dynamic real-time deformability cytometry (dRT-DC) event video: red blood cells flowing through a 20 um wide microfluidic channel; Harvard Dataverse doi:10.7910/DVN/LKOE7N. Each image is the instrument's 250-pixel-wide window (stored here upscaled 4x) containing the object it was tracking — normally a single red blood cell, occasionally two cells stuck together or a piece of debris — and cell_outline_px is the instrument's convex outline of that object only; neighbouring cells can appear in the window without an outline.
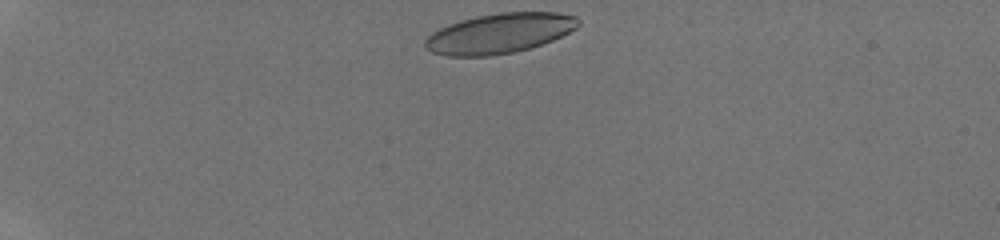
{"species": "human", "species_latin": "Homo sapiens", "temperature_condition": "room temperature", "stored_images_in_passage": 34, "camera_frame_rate_fps": 3000, "um_per_image_px": 0.085, "donor": {"sex": "male"}, "frame": {"image": 1, "passage_image": 1, "time_ms": 0.0, "image_size_px": [1000, 240], "cell_outline_px": [[580, 24], [576, 28], [552, 40], [528, 48], [512, 52], [488, 56], [448, 56], [432, 52], [424, 48], [424, 40], [432, 32], [448, 24], [460, 20], [476, 16], [500, 12], [556, 12], [576, 16], [580, 20]], "centroid_in_image_um": [42.42, 2.82], "position_along_channel_um": 42.6, "area_um2": 35.6}}
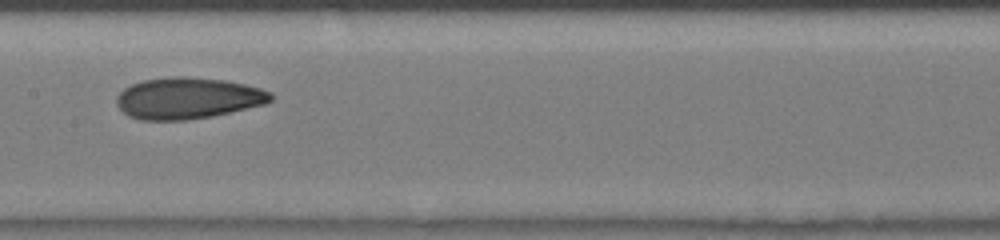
{"frame": {"image": 2, "passage_image": 15, "time_ms": 4.667, "image_size_px": [1000, 240], "cell_outline_px": [[272, 100], [264, 104], [212, 116], [184, 120], [140, 120], [128, 116], [116, 104], [116, 96], [124, 88], [132, 84], [144, 80], [172, 76], [184, 76], [224, 80], [244, 84], [260, 88], [272, 92]], "centroid_in_image_um": [15.94, 8.34], "position_along_channel_um": 191.5, "area_um2": 37.11}}
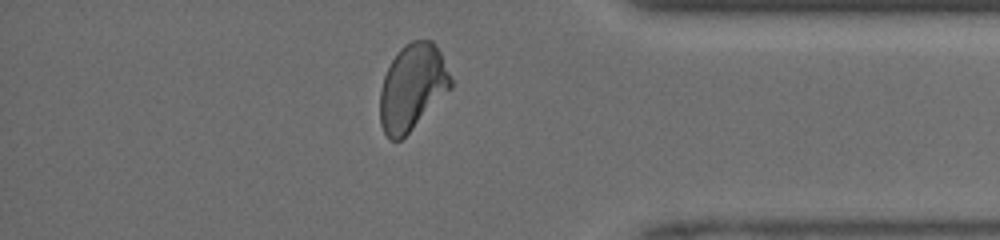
{"frame": {"image": 3, "passage_image": 29, "time_ms": 9.333, "image_size_px": [1000, 240], "cell_outline_px": [[452, 88], [400, 140], [388, 140], [380, 124], [380, 88], [384, 76], [392, 60], [400, 48], [412, 40], [432, 40], [440, 52], [452, 80]], "centroid_in_image_um": [35.03, 7.41], "position_along_channel_um": 400.2, "area_um2": 35.2}}